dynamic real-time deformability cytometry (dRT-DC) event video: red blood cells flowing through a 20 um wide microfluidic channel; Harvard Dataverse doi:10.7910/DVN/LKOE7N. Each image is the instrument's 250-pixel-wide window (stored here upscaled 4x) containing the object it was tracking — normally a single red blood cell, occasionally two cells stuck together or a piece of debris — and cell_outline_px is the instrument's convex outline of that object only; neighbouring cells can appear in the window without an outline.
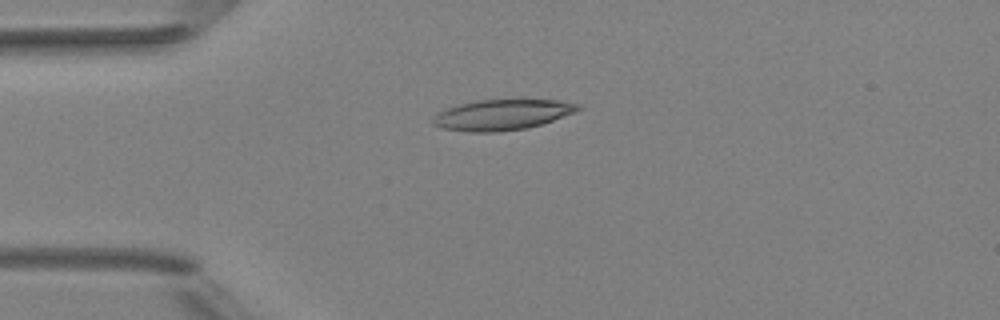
{"species": "Egyptian fruit bat (a non-hibernating species)", "species_latin": "Rousettus aegyptiacus", "temperature_condition": "room temperature", "stored_images_in_passage": 6, "camera_frame_rate_fps": 3000, "um_per_image_px": 0.085, "animal": {"sex": "female"}, "frame": {"image": 1, "passage_image": 4, "time_ms": 3.667, "image_size_px": [1000, 320], "cell_outline_px": [[580, 108], [576, 112], [528, 128], [500, 132], [468, 132], [440, 128], [432, 124], [432, 116], [436, 112], [460, 104], [476, 100], [560, 100], [580, 104]], "centroid_in_image_um": [42.63, 9.76], "position_along_channel_um": 42.4, "area_um2": 25.95}}
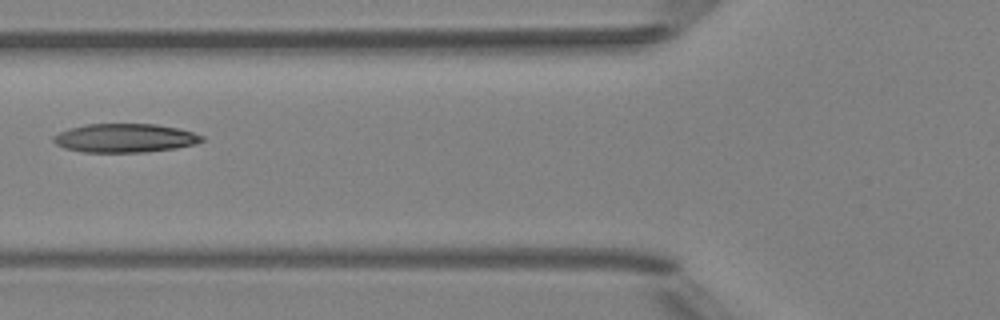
{"frame": {"image": 2, "passage_image": 6, "time_ms": 6.0, "image_size_px": [1000, 320], "cell_outline_px": [[204, 140], [196, 144], [176, 148], [144, 152], [84, 152], [64, 148], [56, 144], [52, 140], [52, 136], [68, 128], [88, 124], [156, 124], [180, 128], [204, 136]], "centroid_in_image_um": [10.62, 11.73], "position_along_channel_um": 115.2, "area_um2": 24.97}}